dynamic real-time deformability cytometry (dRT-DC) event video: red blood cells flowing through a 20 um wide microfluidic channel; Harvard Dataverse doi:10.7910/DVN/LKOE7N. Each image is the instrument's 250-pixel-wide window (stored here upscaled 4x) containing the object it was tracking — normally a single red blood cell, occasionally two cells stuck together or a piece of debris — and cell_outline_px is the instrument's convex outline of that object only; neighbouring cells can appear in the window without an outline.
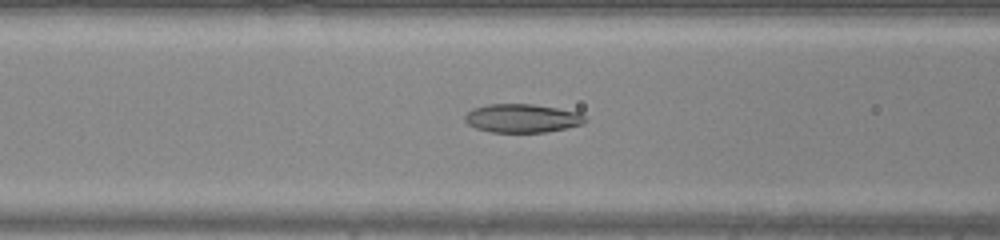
{"species": "common noctule bat (a hibernating species)", "species_latin": "Nyctalus noctula", "temperature_condition": "warm", "stored_images_in_passage": 41, "camera_frame_rate_fps": 3000, "um_per_image_px": 0.085, "animal": {"sex": "male", "body_mass_g": 20.0, "forearm_length_mm": 53.3}, "frame": {"image": 1, "passage_image": 15, "time_ms": 4.667, "image_size_px": [1000, 240], "cell_outline_px": [[588, 120], [584, 124], [544, 132], [488, 132], [476, 128], [468, 124], [464, 120], [464, 116], [472, 108], [488, 104], [532, 104], [580, 112]], "centroid_in_image_um": [44.37, 10.05], "position_along_channel_um": 122.2, "area_um2": 20.06}}
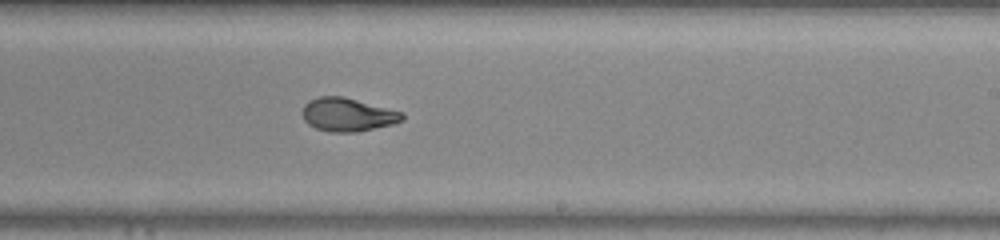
{"frame": {"image": 2, "passage_image": 24, "time_ms": 7.667, "image_size_px": [1000, 240], "cell_outline_px": [[404, 120], [392, 124], [356, 132], [328, 132], [316, 128], [308, 124], [304, 120], [304, 104], [308, 100], [320, 96], [344, 96], [404, 112]], "centroid_in_image_um": [29.57, 9.74], "position_along_channel_um": 259.4, "area_um2": 19.48}}
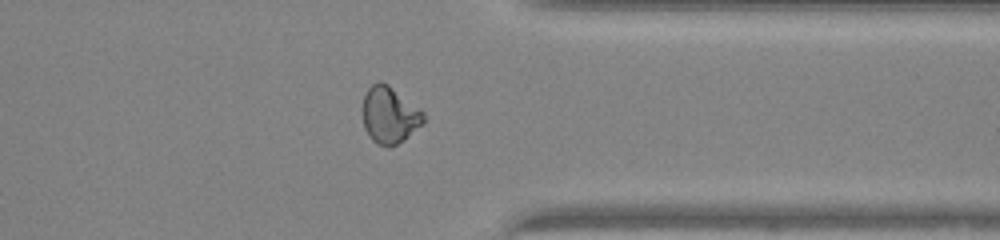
{"frame": {"image": 3, "passage_image": 32, "time_ms": 10.333, "image_size_px": [1000, 240], "cell_outline_px": [[424, 124], [404, 140], [388, 148], [376, 144], [368, 136], [364, 128], [364, 96], [368, 88], [372, 84], [380, 80], [388, 84], [424, 112]], "centroid_in_image_um": [33.12, 9.8], "position_along_channel_um": 378.3, "area_um2": 20.17}}